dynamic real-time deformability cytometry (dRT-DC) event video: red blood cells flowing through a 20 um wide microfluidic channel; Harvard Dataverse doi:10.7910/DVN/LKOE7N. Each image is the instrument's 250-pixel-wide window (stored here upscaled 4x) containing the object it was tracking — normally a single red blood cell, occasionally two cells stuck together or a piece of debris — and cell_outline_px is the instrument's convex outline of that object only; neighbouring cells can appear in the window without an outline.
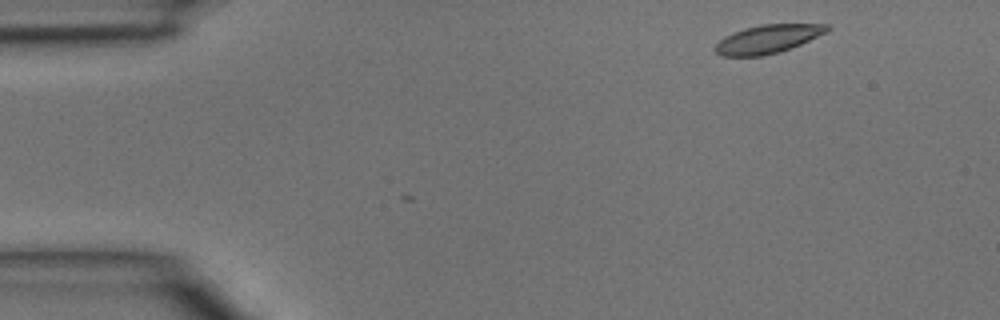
{"species": "common noctule bat (a hibernating species)", "species_latin": "Nyctalus noctula", "temperature_condition": "room temperature", "stored_images_in_passage": 3, "camera_frame_rate_fps": 3000, "um_per_image_px": 0.085, "animal": {"sex": "male", "body_mass_g": 15.6}, "frame": {"image": 1, "passage_image": 1, "time_ms": 0.0, "image_size_px": [1000, 320], "cell_outline_px": [[832, 28], [828, 32], [800, 44], [780, 52], [760, 56], [720, 56], [712, 48], [724, 36], [732, 32], [744, 28], [760, 24], [828, 24]], "centroid_in_image_um": [65.25, 3.31], "position_along_channel_um": 19.7, "area_um2": 18.73}}
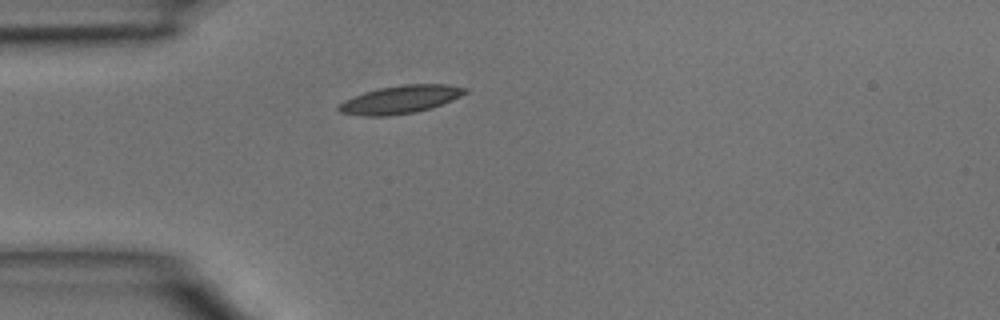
{"frame": {"image": 2, "passage_image": 3, "time_ms": 0.667, "image_size_px": [1000, 320], "cell_outline_px": [[468, 92], [452, 100], [432, 108], [416, 112], [388, 116], [364, 116], [340, 112], [336, 108], [344, 100], [352, 96], [364, 92], [380, 88], [404, 84], [444, 84], [468, 88]], "centroid_in_image_um": [34.03, 8.46], "position_along_channel_um": 51.0, "area_um2": 20.63}}